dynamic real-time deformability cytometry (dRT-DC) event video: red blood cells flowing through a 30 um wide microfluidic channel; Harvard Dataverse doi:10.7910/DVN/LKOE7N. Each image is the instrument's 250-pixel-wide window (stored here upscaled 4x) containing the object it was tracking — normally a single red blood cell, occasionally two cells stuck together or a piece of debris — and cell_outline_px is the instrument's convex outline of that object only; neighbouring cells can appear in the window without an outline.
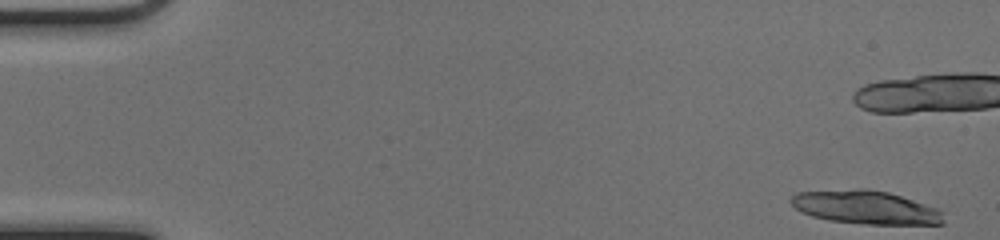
{"species": "common noctule bat (a hibernating species)", "species_latin": "Nyctalus noctula", "temperature_condition": "cold", "stored_images_in_passage": 50, "camera_frame_rate_fps": 3000, "um_per_image_px": 0.085, "animal": {"sex": "female", "body_mass_g": 17.0, "forearm_length_mm": 48.0}, "frame": {"image": 1, "passage_image": 1, "time_ms": 0.0, "image_size_px": [1000, 240], "cell_outline_px": [[944, 224], [864, 224], [828, 220], [812, 216], [800, 212], [788, 200], [796, 192], [856, 188], [864, 188], [888, 192], [936, 208], [944, 212]], "centroid_in_image_um": [73.54, 17.62], "position_along_channel_um": 11.5, "area_um2": 29.82}}